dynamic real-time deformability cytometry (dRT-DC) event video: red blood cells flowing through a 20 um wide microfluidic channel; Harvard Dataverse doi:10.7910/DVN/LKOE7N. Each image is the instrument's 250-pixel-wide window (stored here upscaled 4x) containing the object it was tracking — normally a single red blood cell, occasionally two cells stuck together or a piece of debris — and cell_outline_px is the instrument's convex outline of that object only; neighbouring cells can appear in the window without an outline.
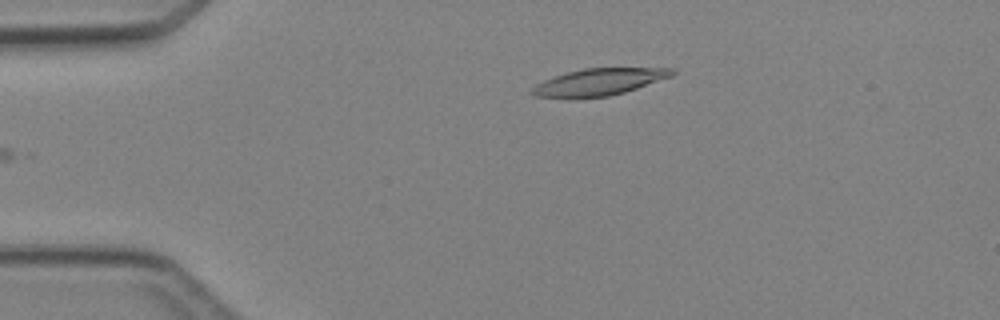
{"species": "Egyptian fruit bat (a non-hibernating species)", "species_latin": "Rousettus aegyptiacus", "temperature_condition": "cold", "stored_images_in_passage": 4, "camera_frame_rate_fps": 3000, "um_per_image_px": 0.085, "animal": {"sex": "female"}, "frame": {"image": 1, "passage_image": 4, "time_ms": 3.667, "image_size_px": [1000, 320], "cell_outline_px": [[676, 72], [672, 76], [624, 92], [608, 96], [536, 96], [528, 92], [536, 84], [544, 80], [568, 72], [584, 68], [672, 68]], "centroid_in_image_um": [50.95, 6.94], "position_along_channel_um": 34.0, "area_um2": 21.15}}